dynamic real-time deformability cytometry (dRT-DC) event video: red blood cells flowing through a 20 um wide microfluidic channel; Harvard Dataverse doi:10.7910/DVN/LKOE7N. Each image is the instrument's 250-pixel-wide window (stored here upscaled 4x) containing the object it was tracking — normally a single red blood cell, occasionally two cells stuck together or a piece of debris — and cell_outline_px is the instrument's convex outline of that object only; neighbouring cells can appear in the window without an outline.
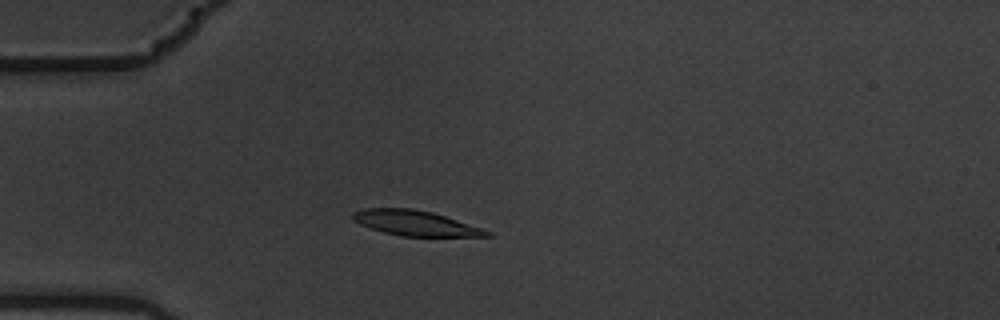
{"species": "common noctule bat (a hibernating species)", "species_latin": "Nyctalus noctula", "temperature_condition": "warm", "stored_images_in_passage": 3, "camera_frame_rate_fps": 3000, "um_per_image_px": 0.085, "animal": {"sex": "male", "body_mass_g": 19.5, "forearm_length_mm": 54.6}, "frame": {"image": 1, "passage_image": 3, "time_ms": 0.667, "image_size_px": [1000, 320], "cell_outline_px": [[492, 236], [400, 236], [384, 232], [360, 224], [352, 220], [352, 212], [364, 208], [412, 208], [432, 212], [492, 232]], "centroid_in_image_um": [35.24, 18.95], "position_along_channel_um": 49.8, "area_um2": 19.36}}